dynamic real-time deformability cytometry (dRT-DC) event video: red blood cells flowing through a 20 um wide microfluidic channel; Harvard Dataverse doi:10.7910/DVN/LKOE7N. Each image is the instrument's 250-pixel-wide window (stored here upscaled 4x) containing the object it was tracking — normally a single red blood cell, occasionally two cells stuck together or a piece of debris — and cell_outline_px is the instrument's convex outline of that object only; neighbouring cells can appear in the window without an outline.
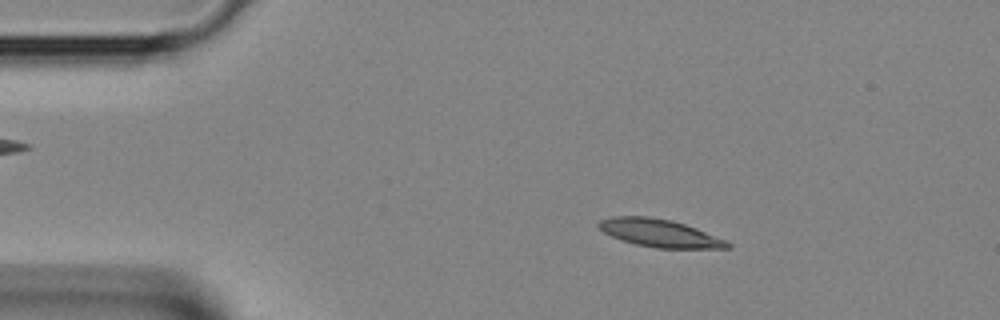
{"species": "Egyptian fruit bat (a non-hibernating species)", "species_latin": "Rousettus aegyptiacus", "temperature_condition": "room temperature", "stored_images_in_passage": 37, "camera_frame_rate_fps": 3000, "um_per_image_px": 0.085, "animal": {"sex": "female"}, "frame": {"image": 1, "passage_image": 4, "time_ms": 1.0, "image_size_px": [1000, 320], "cell_outline_px": [[732, 248], [656, 248], [636, 244], [620, 240], [604, 232], [596, 224], [600, 220], [612, 216], [648, 216], [672, 220], [696, 228], [728, 240], [732, 244]], "centroid_in_image_um": [56.09, 19.81], "position_along_channel_um": 28.9, "area_um2": 20.92}}
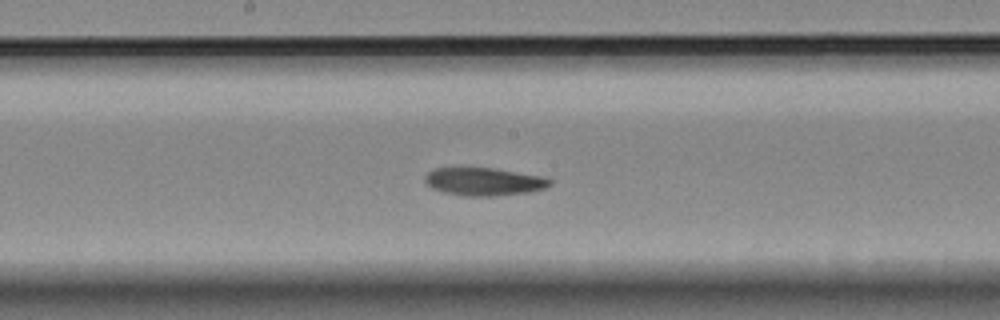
{"frame": {"image": 2, "passage_image": 18, "time_ms": 5.667, "image_size_px": [1000, 320], "cell_outline_px": [[552, 184], [544, 188], [528, 192], [496, 196], [464, 196], [444, 192], [432, 188], [424, 180], [424, 176], [432, 168], [492, 168], [540, 176], [552, 180]], "centroid_in_image_um": [41.1, 15.44], "position_along_channel_um": 207.1, "area_um2": 20.17}}
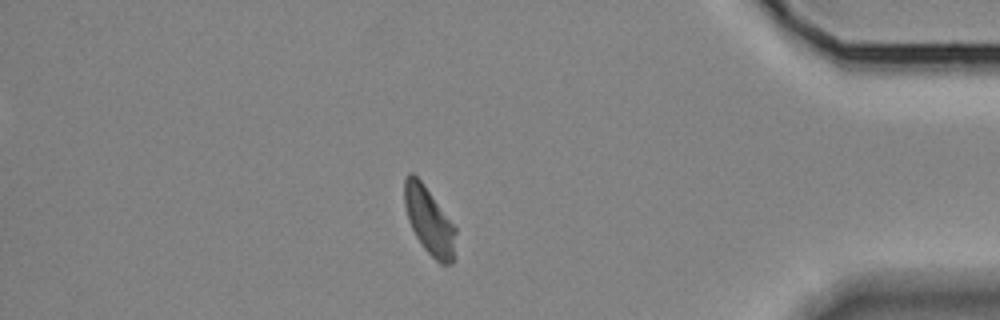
{"frame": {"image": 3, "passage_image": 32, "time_ms": 10.333, "image_size_px": [1000, 320], "cell_outline_px": [[456, 232], [452, 264], [440, 264], [424, 248], [416, 236], [408, 220], [404, 204], [404, 180], [408, 172], [412, 172], [424, 184], [456, 228]], "centroid_in_image_um": [36.46, 18.75], "position_along_channel_um": 398.7, "area_um2": 19.83}}